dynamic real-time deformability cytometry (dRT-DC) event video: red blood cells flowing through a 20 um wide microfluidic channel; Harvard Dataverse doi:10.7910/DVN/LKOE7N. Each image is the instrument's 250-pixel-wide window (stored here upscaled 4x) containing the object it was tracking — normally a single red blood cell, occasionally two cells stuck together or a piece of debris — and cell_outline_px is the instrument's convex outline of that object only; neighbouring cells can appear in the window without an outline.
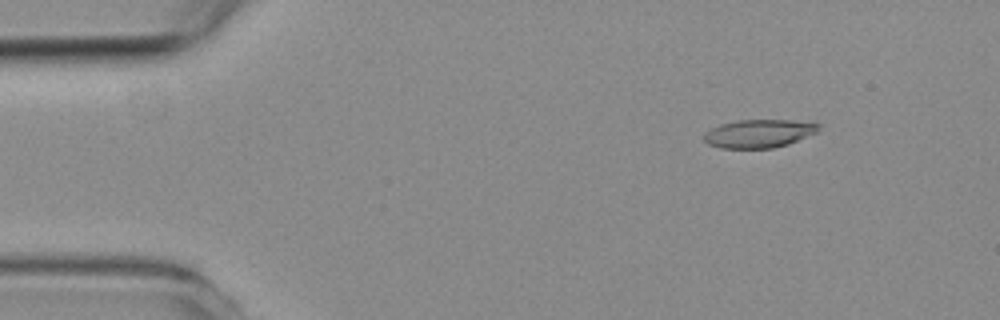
{"species": "common noctule bat (a hibernating species)", "species_latin": "Nyctalus noctula", "temperature_condition": "room temperature", "stored_images_in_passage": 6, "camera_frame_rate_fps": 3000, "um_per_image_px": 0.085, "animal": {"sex": "female", "body_mass_g": 19.3, "forearm_length_mm": 54.1}, "frame": {"image": 1, "passage_image": 1, "time_ms": 0.0, "image_size_px": [1000, 320], "cell_outline_px": [[820, 128], [816, 132], [788, 144], [772, 148], [720, 148], [708, 144], [704, 140], [704, 132], [720, 124], [740, 120], [792, 120], [820, 124]], "centroid_in_image_um": [64.48, 11.35], "position_along_channel_um": 20.5, "area_um2": 18.73}}
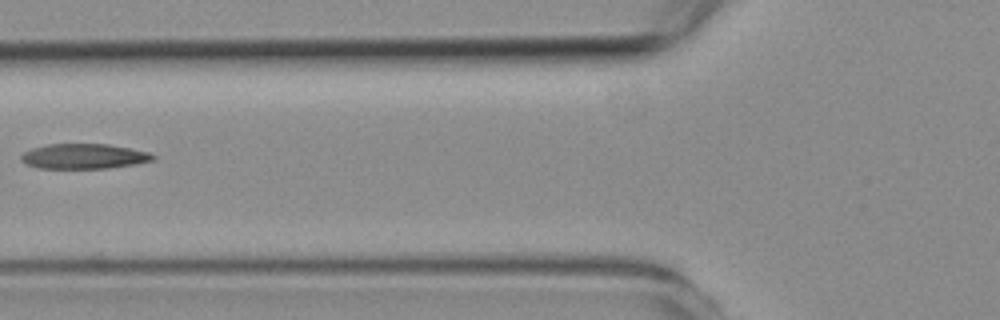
{"frame": {"image": 2, "passage_image": 5, "time_ms": 4.667, "image_size_px": [1000, 320], "cell_outline_px": [[156, 160], [136, 164], [108, 168], [40, 168], [28, 164], [20, 160], [20, 156], [24, 152], [32, 148], [48, 144], [108, 144], [148, 152], [156, 156]], "centroid_in_image_um": [7.15, 13.28], "position_along_channel_um": 118.6, "area_um2": 19.19}}
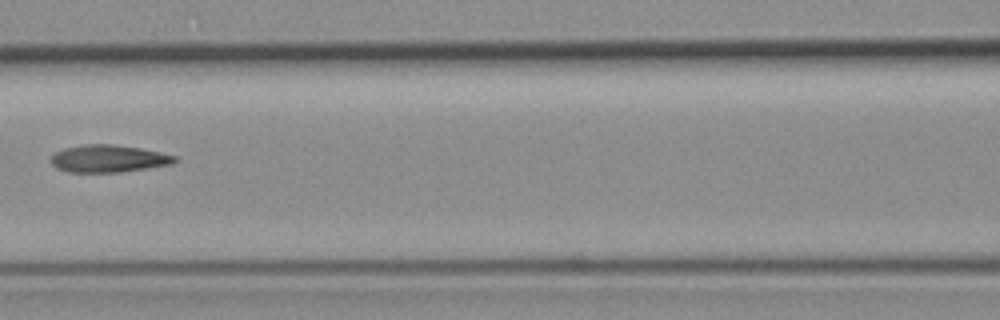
{"frame": {"image": 3, "passage_image": 6, "time_ms": 5.667, "image_size_px": [1000, 320], "cell_outline_px": [[180, 160], [172, 164], [120, 172], [68, 172], [56, 168], [48, 160], [56, 152], [64, 148], [84, 144], [112, 144], [140, 148], [160, 152], [176, 156]], "centroid_in_image_um": [9.21, 13.48], "position_along_channel_um": 157.4, "area_um2": 19.83}}